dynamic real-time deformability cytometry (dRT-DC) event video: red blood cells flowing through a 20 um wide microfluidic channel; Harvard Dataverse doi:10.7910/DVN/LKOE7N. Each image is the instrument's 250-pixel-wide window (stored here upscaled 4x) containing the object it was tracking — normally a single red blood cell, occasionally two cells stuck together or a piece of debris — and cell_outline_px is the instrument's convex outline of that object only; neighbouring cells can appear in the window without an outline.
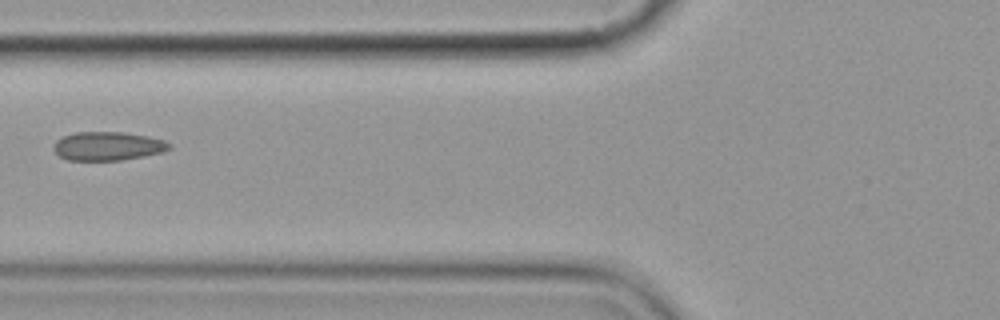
{"species": "common noctule bat (a hibernating species)", "species_latin": "Nyctalus noctula", "temperature_condition": "cold", "stored_images_in_passage": 7, "camera_frame_rate_fps": 3000, "um_per_image_px": 0.085, "animal": {"sex": "female", "body_mass_g": 19.9}, "frame": {"image": 1, "passage_image": 2, "time_ms": 1.333, "image_size_px": [1000, 320], "cell_outline_px": [[172, 148], [164, 152], [144, 156], [120, 160], [68, 160], [60, 156], [52, 148], [52, 144], [56, 140], [64, 136], [76, 132], [124, 132], [148, 136], [164, 140], [172, 144]], "centroid_in_image_um": [9.18, 12.41], "position_along_channel_um": 116.6, "area_um2": 19.48}}
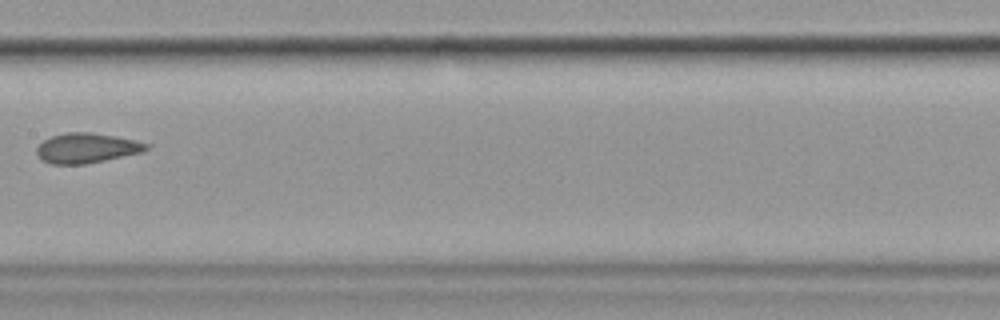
{"frame": {"image": 2, "passage_image": 4, "time_ms": 3.667, "image_size_px": [1000, 320], "cell_outline_px": [[152, 144], [144, 152], [84, 164], [52, 164], [44, 160], [36, 152], [36, 148], [44, 140], [52, 136], [64, 132], [92, 132], [116, 136], [136, 140]], "centroid_in_image_um": [7.42, 12.57], "position_along_channel_um": 200.0, "area_um2": 19.13}}
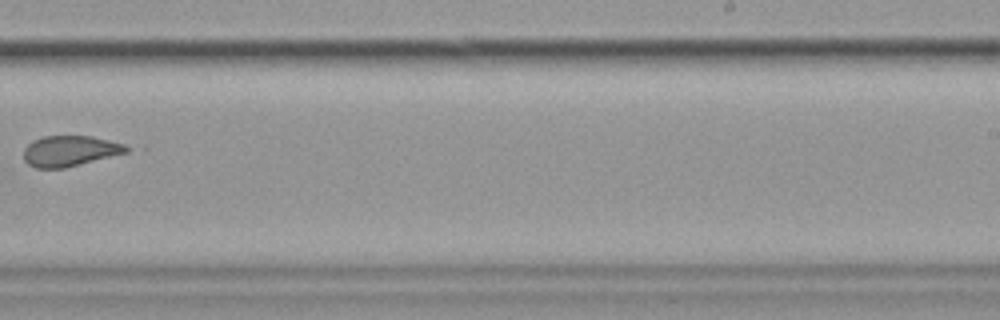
{"frame": {"image": 3, "passage_image": 6, "time_ms": 6.0, "image_size_px": [1000, 320], "cell_outline_px": [[136, 148], [128, 152], [64, 168], [36, 168], [28, 164], [24, 160], [24, 148], [32, 140], [44, 136], [92, 136], [124, 144]], "centroid_in_image_um": [5.97, 12.82], "position_along_channel_um": 283.0, "area_um2": 18.44}}